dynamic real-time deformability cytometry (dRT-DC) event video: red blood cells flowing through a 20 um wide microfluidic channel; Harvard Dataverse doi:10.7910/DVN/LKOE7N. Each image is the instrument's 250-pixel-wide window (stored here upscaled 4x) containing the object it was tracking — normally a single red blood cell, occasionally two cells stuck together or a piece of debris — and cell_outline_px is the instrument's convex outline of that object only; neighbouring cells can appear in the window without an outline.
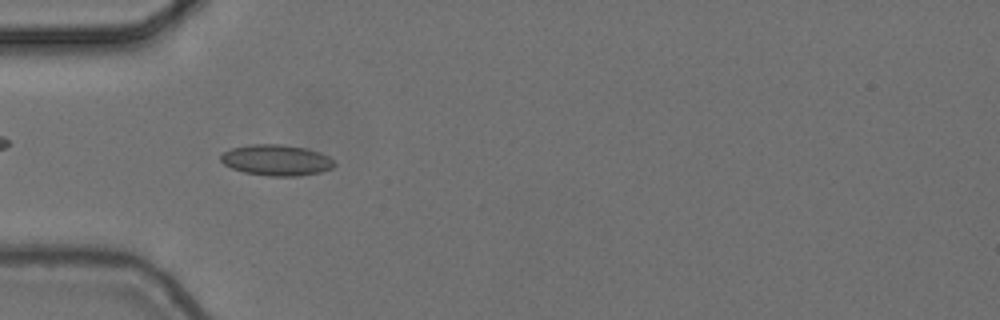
{"species": "common noctule bat (a hibernating species)", "species_latin": "Nyctalus noctula", "temperature_condition": "cold", "stored_images_in_passage": 9, "camera_frame_rate_fps": 3000, "um_per_image_px": 0.085, "animal": {"sex": "female", "body_mass_g": 24.6, "forearm_length_mm": 56.2}, "frame": {"image": 1, "passage_image": 6, "time_ms": 1.667, "image_size_px": [1000, 320], "cell_outline_px": [[336, 164], [332, 168], [320, 172], [296, 176], [268, 176], [244, 172], [232, 168], [224, 164], [220, 160], [220, 156], [224, 152], [232, 148], [248, 144], [280, 144], [308, 148], [320, 152], [328, 156]], "centroid_in_image_um": [23.49, 13.6], "position_along_channel_um": 61.5, "area_um2": 20.52}}
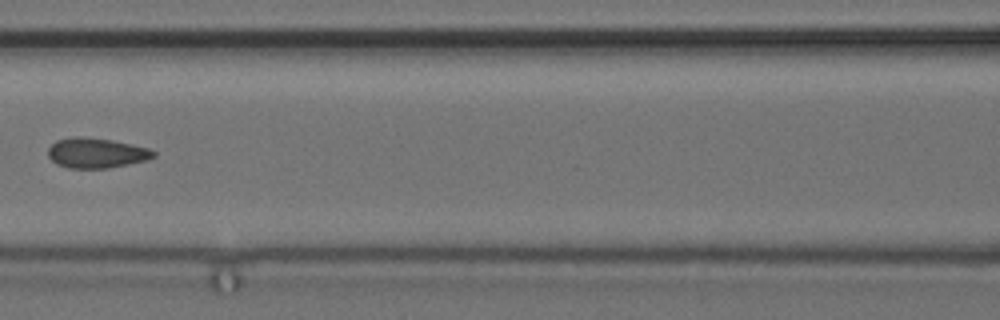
{"frame": {"image": 2, "passage_image": 8, "time_ms": 2.333, "image_size_px": [1000, 320], "cell_outline_px": [[156, 156], [148, 160], [108, 168], [68, 168], [56, 164], [48, 156], [48, 148], [56, 140], [72, 136], [76, 136], [112, 140], [132, 144], [148, 148], [156, 152]], "centroid_in_image_um": [8.19, 13.0], "position_along_channel_um": 158.4, "area_um2": 18.55}}
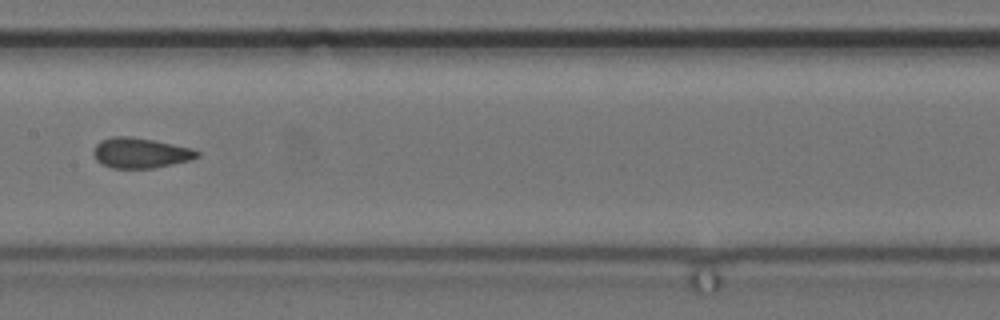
{"frame": {"image": 3, "passage_image": 9, "time_ms": 2.667, "image_size_px": [1000, 320], "cell_outline_px": [[200, 156], [188, 160], [152, 168], [112, 168], [96, 160], [92, 152], [96, 144], [100, 140], [112, 136], [128, 136], [152, 140], [192, 148], [200, 152]], "centroid_in_image_um": [11.9, 12.99], "position_along_channel_um": 195.5, "area_um2": 18.09}}